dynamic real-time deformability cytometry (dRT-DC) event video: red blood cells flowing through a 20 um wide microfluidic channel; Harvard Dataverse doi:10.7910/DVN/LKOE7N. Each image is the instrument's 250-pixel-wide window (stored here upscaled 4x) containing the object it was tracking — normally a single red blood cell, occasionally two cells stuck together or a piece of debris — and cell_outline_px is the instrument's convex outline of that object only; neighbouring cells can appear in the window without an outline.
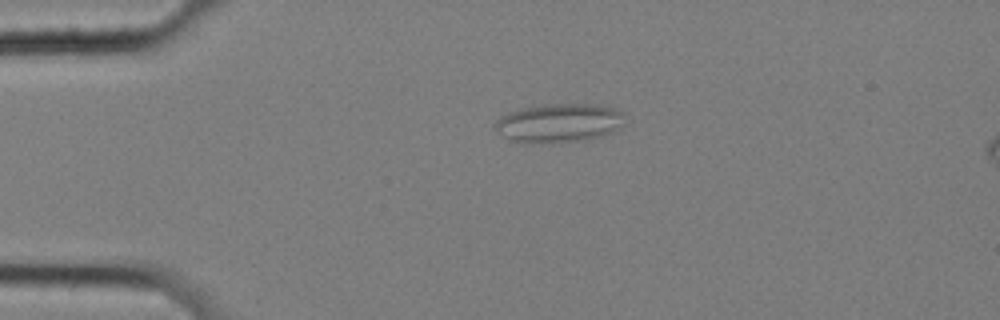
{"species": "common noctule bat (a hibernating species)", "species_latin": "Nyctalus noctula", "temperature_condition": "cold", "stored_images_in_passage": 47, "camera_frame_rate_fps": 3000, "um_per_image_px": 0.085, "animal": {"sex": "female", "body_mass_g": 25.1}, "frame": {"image": 1, "passage_image": 2, "time_ms": 0.333, "image_size_px": [1000, 320], "cell_outline_px": [[624, 124], [620, 128], [604, 136], [588, 140], [552, 144], [524, 144], [512, 140], [496, 132], [492, 124], [500, 116], [508, 112], [524, 108], [552, 104], [596, 104], [616, 108], [624, 112]], "centroid_in_image_um": [47.53, 10.49], "position_along_channel_um": 37.5, "area_um2": 30.23}}
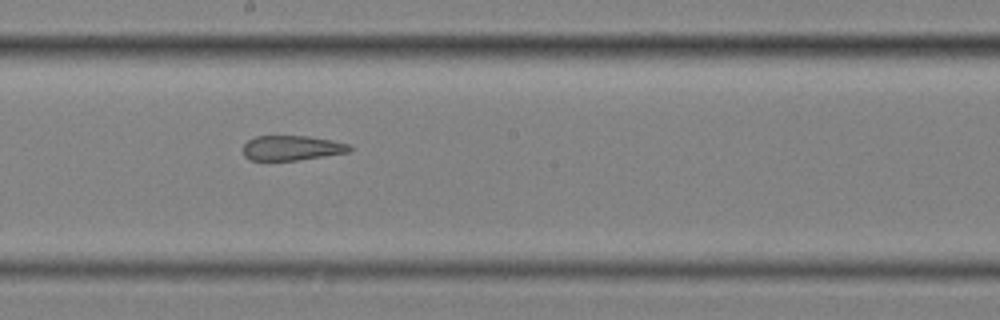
{"frame": {"image": 2, "passage_image": 21, "time_ms": 6.667, "image_size_px": [1000, 320], "cell_outline_px": [[352, 148], [348, 152], [324, 156], [296, 160], [248, 160], [244, 156], [244, 144], [248, 140], [256, 136], [308, 136], [332, 140], [348, 144]], "centroid_in_image_um": [24.78, 12.57], "position_along_channel_um": 223.4, "area_um2": 15.32}}
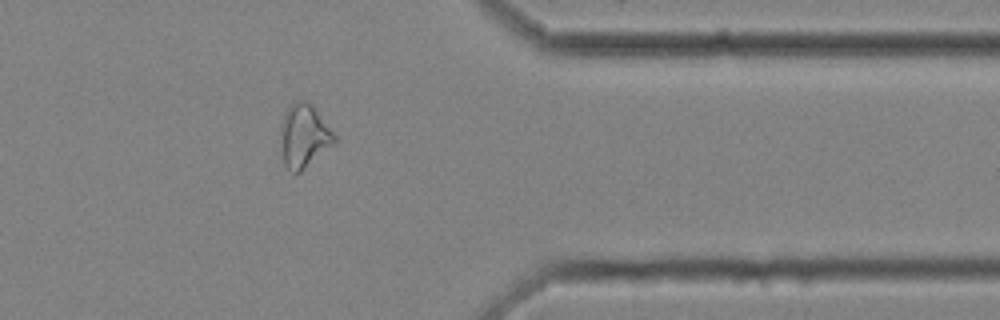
{"frame": {"image": 3, "passage_image": 36, "time_ms": 11.667, "image_size_px": [1000, 320], "cell_outline_px": [[336, 140], [332, 144], [300, 172], [292, 172], [284, 164], [280, 124], [288, 108], [292, 104], [300, 100], [308, 100], [312, 104], [336, 136]], "centroid_in_image_um": [25.83, 11.52], "position_along_channel_um": 385.6, "area_um2": 19.25}, "authors_computed_cell_mechanics": {"area_um2": 18.496, "velocity_mm_per_s": 3.4831, "shape_relaxation_time_tau1_ms": null, "shape_relaxation_time_tau2_ms": 3.8709, "deformation_change_tau1": null, "deformation_change_tau2": 0.1426}}